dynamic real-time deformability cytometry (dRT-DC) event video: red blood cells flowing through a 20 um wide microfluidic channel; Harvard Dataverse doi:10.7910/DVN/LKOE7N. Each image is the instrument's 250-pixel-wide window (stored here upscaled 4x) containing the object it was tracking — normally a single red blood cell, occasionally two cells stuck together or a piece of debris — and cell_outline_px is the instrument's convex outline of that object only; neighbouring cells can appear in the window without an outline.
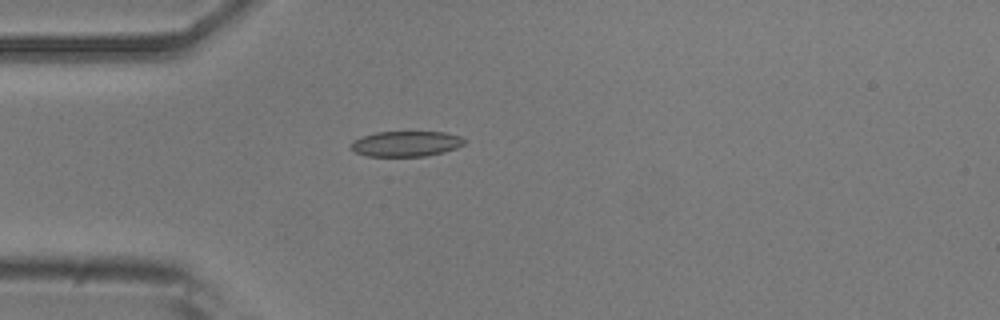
{"species": "common noctule bat (a hibernating species)", "species_latin": "Nyctalus noctula", "temperature_condition": "room temperature", "stored_images_in_passage": 36, "camera_frame_rate_fps": 3000, "um_per_image_px": 0.085, "animal": {"sex": "male", "body_mass_g": 20.5, "forearm_length_mm": 52.5}, "frame": {"image": 1, "passage_image": 4, "time_ms": 1.0, "image_size_px": [1000, 320], "cell_outline_px": [[468, 140], [464, 144], [456, 148], [444, 152], [424, 156], [368, 156], [356, 152], [348, 144], [352, 140], [360, 136], [376, 132], [444, 132], [460, 136]], "centroid_in_image_um": [34.5, 12.21], "position_along_channel_um": 50.5, "area_um2": 16.94}}
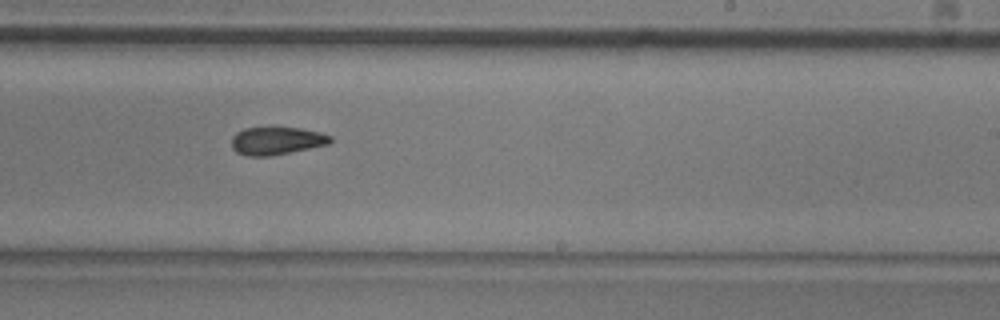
{"frame": {"image": 2, "passage_image": 22, "time_ms": 7.0, "image_size_px": [1000, 320], "cell_outline_px": [[332, 140], [328, 144], [272, 156], [248, 156], [236, 152], [232, 148], [232, 136], [236, 132], [244, 128], [272, 124], [300, 128], [320, 132], [332, 136]], "centroid_in_image_um": [23.48, 11.91], "position_along_channel_um": 265.5, "area_um2": 16.76}}
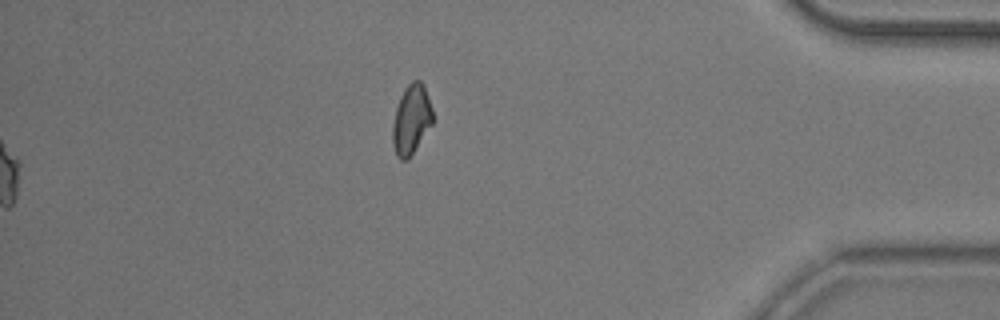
{"frame": {"image": 3, "passage_image": 36, "time_ms": 11.667, "image_size_px": [1000, 320], "cell_outline_px": [[432, 124], [412, 152], [404, 160], [400, 160], [396, 156], [392, 144], [392, 124], [396, 108], [400, 96], [404, 88], [412, 80], [420, 80], [424, 84], [432, 108]], "centroid_in_image_um": [34.94, 10.11], "position_along_channel_um": 400.3, "area_um2": 16.13}, "authors_computed_cell_mechanics": {"area_um2": 16.8776, "velocity_mm_per_s": 3.7188, "shape_relaxation_time_tau1_ms": null, "shape_relaxation_time_tau2_ms": 4.9018, "deformation_change_tau1": null, "deformation_change_tau2": 0.0971}}